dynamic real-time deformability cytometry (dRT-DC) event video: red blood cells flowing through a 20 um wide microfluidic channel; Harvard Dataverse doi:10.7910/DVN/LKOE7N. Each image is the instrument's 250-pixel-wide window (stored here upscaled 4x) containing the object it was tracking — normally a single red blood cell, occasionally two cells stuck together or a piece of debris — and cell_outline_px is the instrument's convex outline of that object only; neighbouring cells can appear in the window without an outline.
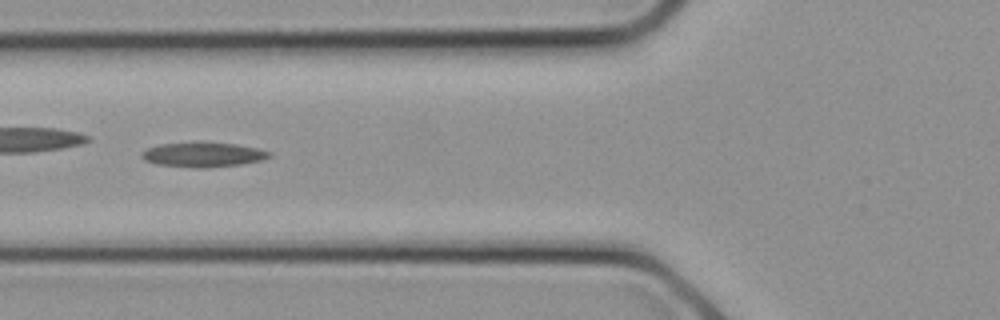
{"species": "common noctule bat (a hibernating species)", "species_latin": "Nyctalus noctula", "temperature_condition": "cold", "stored_images_in_passage": 10, "camera_frame_rate_fps": 3000, "um_per_image_px": 0.085, "animal": {"sex": "female", "body_mass_g": 21.9}, "frame": {"image": 1, "passage_image": 9, "time_ms": 2.667, "image_size_px": [1000, 320], "cell_outline_px": [[272, 156], [260, 160], [240, 164], [204, 168], [196, 168], [156, 164], [144, 160], [140, 156], [140, 152], [148, 148], [160, 144], [236, 144], [256, 148], [272, 152]], "centroid_in_image_um": [17.24, 13.17], "position_along_channel_um": 108.6, "area_um2": 17.74}}